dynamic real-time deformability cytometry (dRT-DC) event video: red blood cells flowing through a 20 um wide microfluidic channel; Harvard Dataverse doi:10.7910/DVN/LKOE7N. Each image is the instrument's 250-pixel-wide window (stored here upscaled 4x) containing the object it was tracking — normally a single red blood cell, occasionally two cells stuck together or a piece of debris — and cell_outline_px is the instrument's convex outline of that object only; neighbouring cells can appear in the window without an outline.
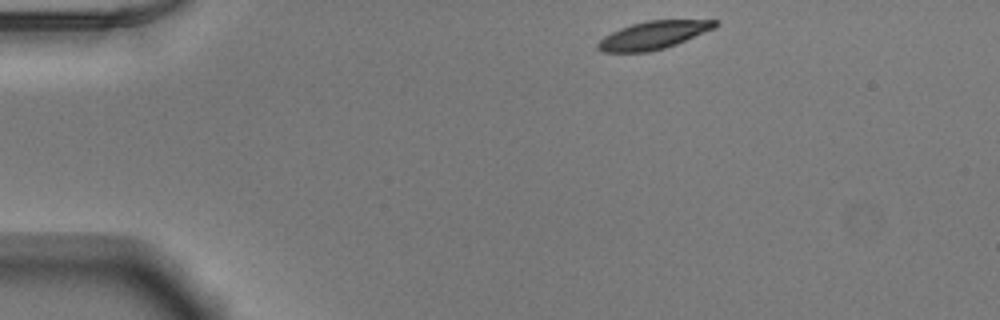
{"species": "Egyptian fruit bat (a non-hibernating species)", "species_latin": "Rousettus aegyptiacus", "temperature_condition": "warm", "stored_images_in_passage": 44, "camera_frame_rate_fps": 3000, "um_per_image_px": 0.085, "animal": {"sex": "male"}, "frame": {"image": 1, "passage_image": 1, "time_ms": 0.0, "image_size_px": [1000, 320], "cell_outline_px": [[720, 24], [716, 28], [676, 44], [664, 48], [648, 52], [604, 52], [596, 48], [596, 44], [604, 36], [620, 28], [632, 24], [648, 20], [716, 20]], "centroid_in_image_um": [55.55, 2.99], "position_along_channel_um": 29.5, "area_um2": 19.07}}
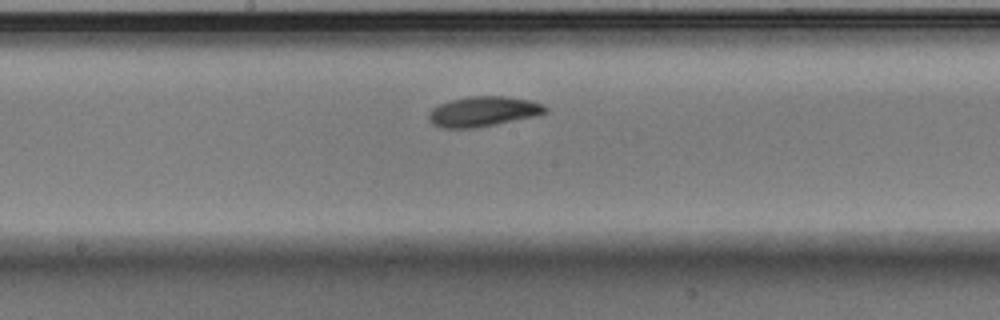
{"frame": {"image": 2, "passage_image": 20, "time_ms": 6.333, "image_size_px": [1000, 320], "cell_outline_px": [[548, 108], [544, 112], [536, 116], [476, 128], [440, 128], [432, 124], [428, 120], [428, 116], [432, 108], [448, 100], [468, 96], [504, 96], [528, 100], [544, 104]], "centroid_in_image_um": [41.03, 9.48], "position_along_channel_um": 207.2, "area_um2": 20.52}}
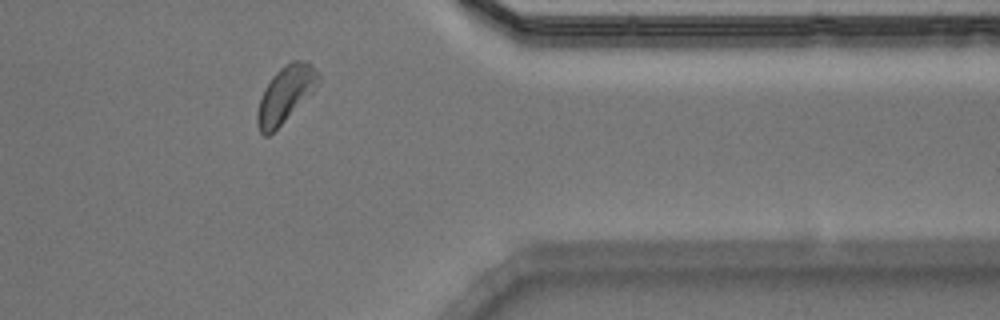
{"frame": {"image": 3, "passage_image": 35, "time_ms": 11.333, "image_size_px": [1000, 320], "cell_outline_px": [[320, 80], [312, 92], [268, 136], [264, 136], [260, 132], [256, 124], [256, 116], [260, 100], [264, 88], [272, 76], [280, 68], [292, 60], [308, 60], [312, 64], [320, 76]], "centroid_in_image_um": [24.25, 7.98], "position_along_channel_um": 387.1, "area_um2": 19.65}, "authors_computed_cell_mechanics": {"area_um2": 19.8254, "velocity_mm_per_s": 3.8492, "shape_relaxation_time_tau1_ms": 1.9016, "shape_relaxation_time_tau2_ms": 4.6295, "deformation_change_tau1": 0.1146, "deformation_change_tau2": 0.1063}}